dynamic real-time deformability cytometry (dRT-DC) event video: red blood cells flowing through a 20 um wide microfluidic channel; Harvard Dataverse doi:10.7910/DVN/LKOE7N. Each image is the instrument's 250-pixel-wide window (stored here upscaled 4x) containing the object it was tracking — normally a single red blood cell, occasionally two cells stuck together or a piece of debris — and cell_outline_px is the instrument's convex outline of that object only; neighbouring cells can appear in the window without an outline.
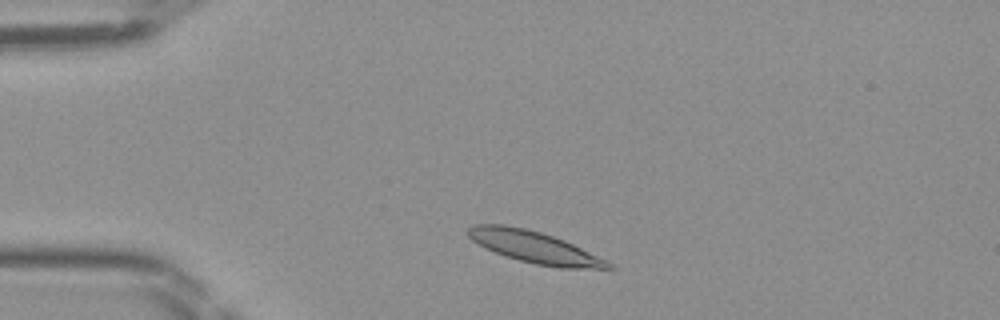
{"species": "Egyptian fruit bat (a non-hibernating species)", "species_latin": "Rousettus aegyptiacus", "temperature_condition": "room temperature", "stored_images_in_passage": 41, "camera_frame_rate_fps": 3000, "um_per_image_px": 0.085, "frame": {"image": 1, "passage_image": 4, "time_ms": 1.0, "image_size_px": [1000, 320], "cell_outline_px": [[616, 268], [560, 268], [536, 264], [520, 260], [484, 248], [472, 240], [464, 232], [472, 224], [504, 224], [524, 228], [540, 232], [564, 240], [608, 260], [616, 264]], "centroid_in_image_um": [45.43, 21.0], "position_along_channel_um": 39.6, "area_um2": 25.95}}
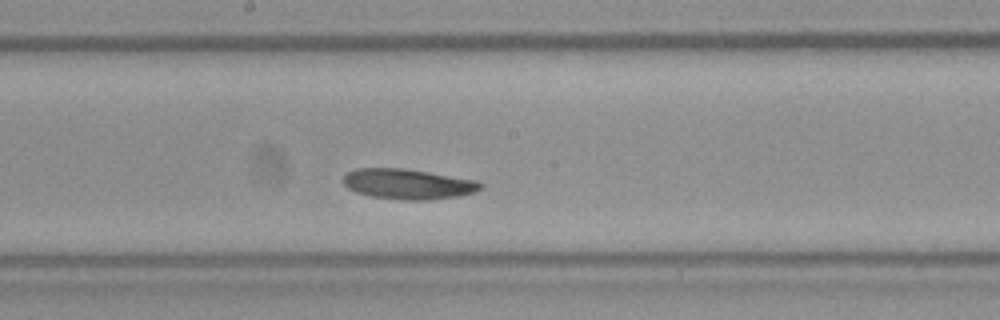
{"frame": {"image": 2, "passage_image": 19, "time_ms": 6.0, "image_size_px": [1000, 320], "cell_outline_px": [[484, 188], [460, 196], [428, 200], [404, 200], [372, 196], [356, 192], [348, 188], [344, 184], [344, 176], [348, 172], [356, 168], [404, 168], [480, 180], [484, 184]], "centroid_in_image_um": [34.74, 15.63], "position_along_channel_um": 213.5, "area_um2": 24.39}}
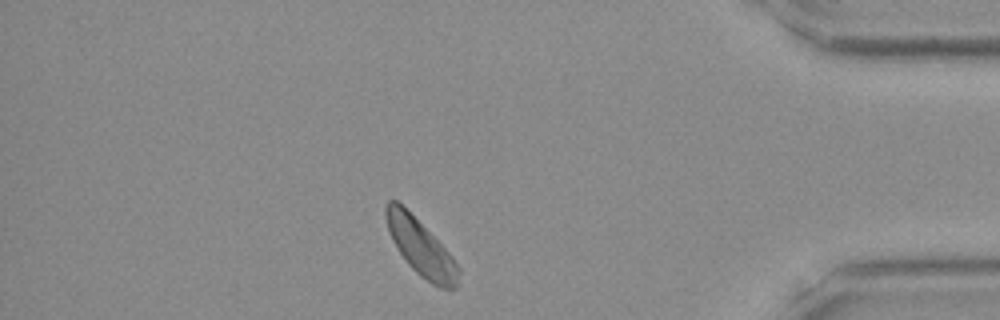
{"frame": {"image": 3, "passage_image": 35, "time_ms": 11.333, "image_size_px": [1000, 320], "cell_outline_px": [[460, 272], [456, 288], [440, 288], [432, 284], [420, 276], [408, 264], [396, 248], [388, 232], [384, 216], [384, 208], [388, 200], [396, 200], [452, 256], [460, 268]], "centroid_in_image_um": [35.73, 21.06], "position_along_channel_um": 399.5, "area_um2": 23.29}}